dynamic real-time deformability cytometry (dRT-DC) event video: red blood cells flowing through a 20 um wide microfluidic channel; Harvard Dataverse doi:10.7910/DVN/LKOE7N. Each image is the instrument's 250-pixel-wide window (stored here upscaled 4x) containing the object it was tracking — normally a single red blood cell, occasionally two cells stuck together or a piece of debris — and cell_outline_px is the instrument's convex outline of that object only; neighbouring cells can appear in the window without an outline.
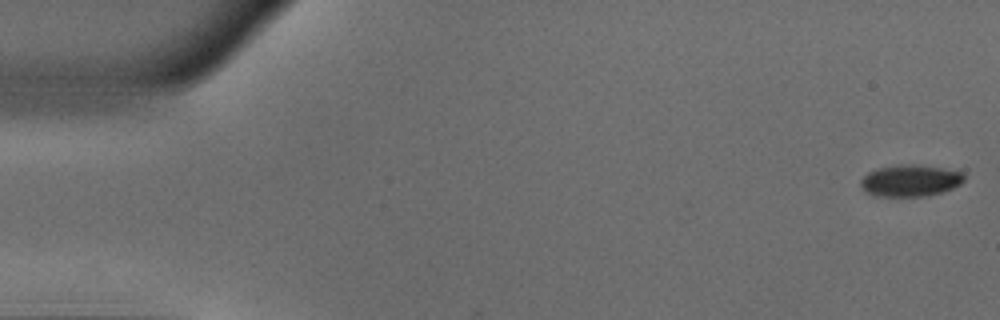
{"species": "common noctule bat (a hibernating species)", "species_latin": "Nyctalus noctula", "temperature_condition": "warm", "stored_images_in_passage": 51, "camera_frame_rate_fps": 3000, "um_per_image_px": 0.085, "animal": {"sex": "male", "body_mass_g": 18.8}, "frame": {"image": 1, "passage_image": 1, "time_ms": 0.0, "image_size_px": [1000, 320], "cell_outline_px": [[964, 180], [960, 184], [952, 188], [928, 196], [872, 196], [864, 192], [860, 184], [860, 180], [868, 172], [880, 168], [900, 164], [912, 164], [944, 168], [964, 172]], "centroid_in_image_um": [77.35, 15.35], "position_along_channel_um": 7.6, "area_um2": 19.19}}
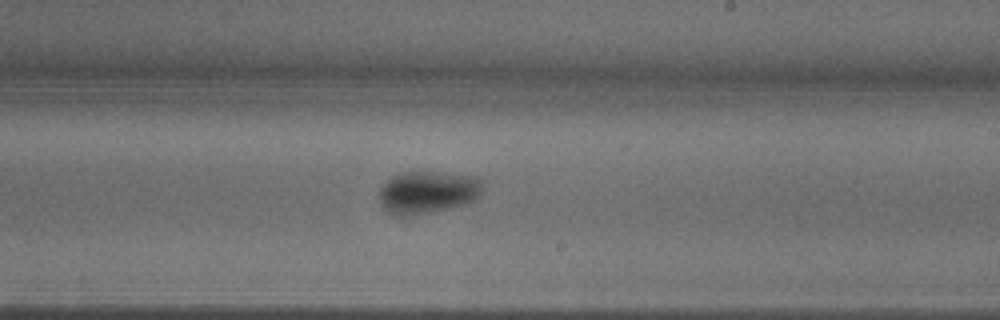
{"frame": {"image": 2, "passage_image": 30, "time_ms": 9.667, "image_size_px": [1000, 320], "cell_outline_px": [[484, 188], [480, 196], [476, 200], [464, 204], [448, 208], [412, 216], [396, 216], [388, 212], [384, 208], [380, 200], [380, 188], [392, 176], [400, 172], [424, 168], [476, 176], [484, 180]], "centroid_in_image_um": [36.41, 16.27], "position_along_channel_um": 252.6, "area_um2": 26.82}}
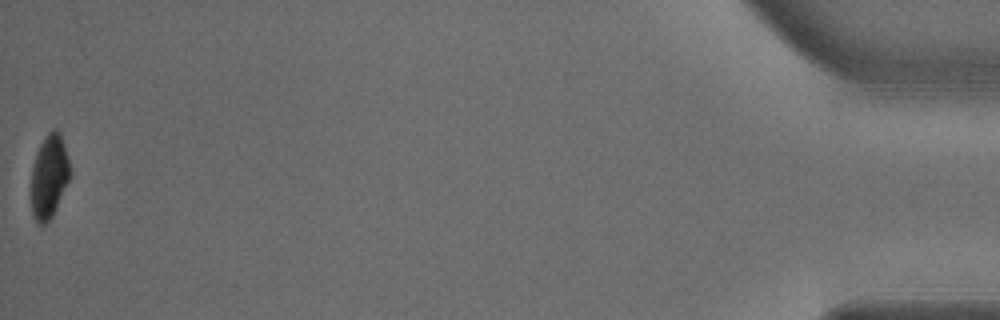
{"frame": {"image": 3, "passage_image": 51, "time_ms": 16.667, "image_size_px": [1000, 320], "cell_outline_px": [[68, 180], [56, 208], [52, 216], [44, 224], [36, 224], [32, 212], [32, 168], [36, 152], [40, 144], [48, 132], [52, 128], [56, 128], [60, 132], [68, 160]], "centroid_in_image_um": [4.15, 14.98], "position_along_channel_um": 431.1, "area_um2": 18.38}, "authors_computed_cell_mechanics": {"area_um2": 22.542, "velocity_mm_per_s": 3.945, "shape_relaxation_time_tau1_ms": 4.2104, "shape_relaxation_time_tau2_ms": null, "deformation_change_tau1": 0.1259, "deformation_change_tau2": null}}